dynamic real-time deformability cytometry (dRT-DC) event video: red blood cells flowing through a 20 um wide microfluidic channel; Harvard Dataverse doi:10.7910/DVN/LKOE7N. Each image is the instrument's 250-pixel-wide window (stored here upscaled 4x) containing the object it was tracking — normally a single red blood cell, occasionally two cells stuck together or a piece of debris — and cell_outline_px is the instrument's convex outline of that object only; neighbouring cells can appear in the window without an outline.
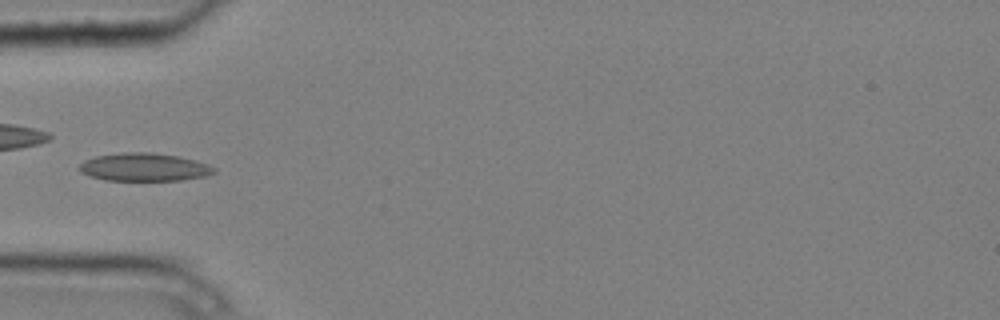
{"species": "common noctule bat (a hibernating species)", "species_latin": "Nyctalus noctula", "temperature_condition": "cold", "stored_images_in_passage": 6, "camera_frame_rate_fps": 3000, "um_per_image_px": 0.085, "animal": {"sex": "male", "body_mass_g": 20.4}, "frame": {"image": 1, "passage_image": 6, "time_ms": 1.667, "image_size_px": [1000, 320], "cell_outline_px": [[216, 172], [204, 176], [180, 180], [104, 180], [80, 172], [80, 164], [84, 160], [96, 156], [124, 152], [152, 152], [176, 156], [196, 160], [208, 164], [216, 168]], "centroid_in_image_um": [12.27, 14.2], "position_along_channel_um": 72.7, "area_um2": 21.85}}